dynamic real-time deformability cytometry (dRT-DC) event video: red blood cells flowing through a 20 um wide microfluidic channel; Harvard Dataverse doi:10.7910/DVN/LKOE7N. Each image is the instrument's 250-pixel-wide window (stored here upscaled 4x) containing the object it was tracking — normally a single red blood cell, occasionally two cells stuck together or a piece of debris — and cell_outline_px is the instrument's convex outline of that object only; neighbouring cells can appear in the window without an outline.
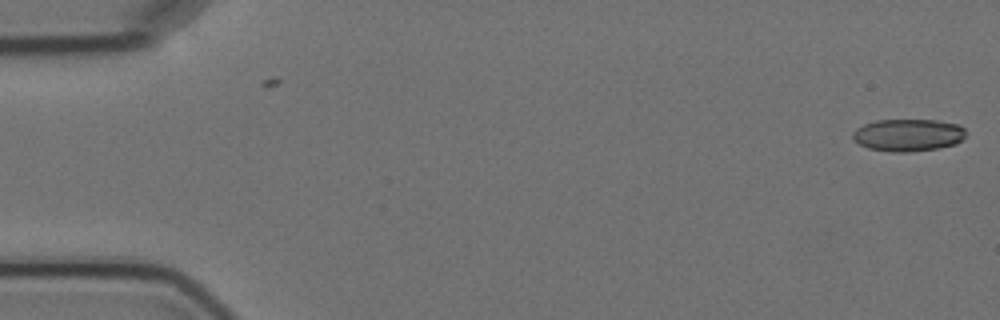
{"species": "Egyptian fruit bat (a non-hibernating species)", "species_latin": "Rousettus aegyptiacus", "temperature_condition": "cold", "stored_images_in_passage": 7, "camera_frame_rate_fps": 3000, "um_per_image_px": 0.085, "animal": {"sex": "female"}, "frame": {"image": 1, "passage_image": 1, "time_ms": 0.0, "image_size_px": [1000, 320], "cell_outline_px": [[968, 132], [956, 144], [936, 148], [908, 152], [892, 152], [868, 148], [852, 140], [852, 132], [856, 128], [864, 124], [876, 120], [936, 120], [960, 124]], "centroid_in_image_um": [77.18, 11.47], "position_along_channel_um": 7.8, "area_um2": 21.44}}
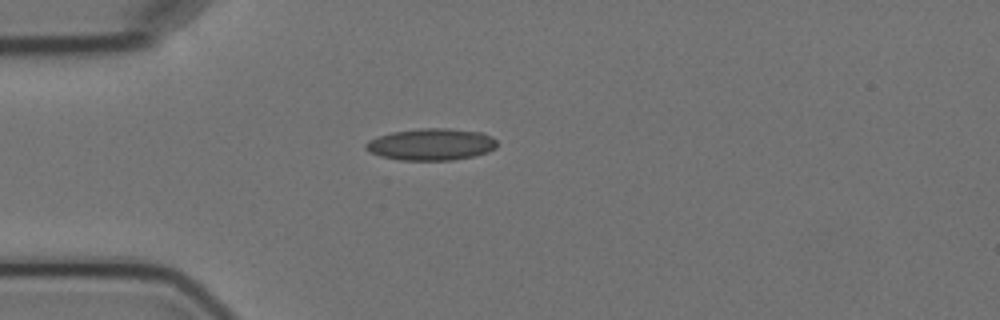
{"frame": {"image": 2, "passage_image": 5, "time_ms": 4.667, "image_size_px": [1000, 320], "cell_outline_px": [[496, 148], [488, 152], [472, 156], [452, 160], [400, 160], [380, 156], [364, 148], [364, 144], [368, 140], [376, 136], [392, 132], [420, 128], [448, 128], [484, 132], [492, 136], [496, 140]], "centroid_in_image_um": [36.65, 12.26], "position_along_channel_um": 48.3, "area_um2": 24.51}}